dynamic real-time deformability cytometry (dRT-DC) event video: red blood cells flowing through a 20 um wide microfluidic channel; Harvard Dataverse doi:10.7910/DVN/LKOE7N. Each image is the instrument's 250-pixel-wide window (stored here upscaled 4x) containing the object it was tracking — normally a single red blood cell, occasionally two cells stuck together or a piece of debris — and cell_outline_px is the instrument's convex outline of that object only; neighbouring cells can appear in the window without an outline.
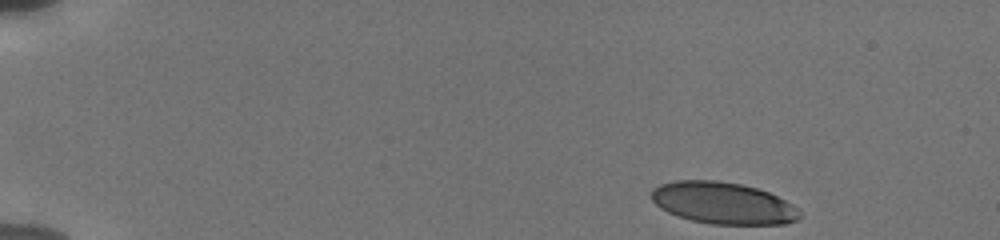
{"species": "human", "species_latin": "Homo sapiens", "temperature_condition": "cold", "stored_images_in_passage": 8, "camera_frame_rate_fps": 3000, "um_per_image_px": 0.085, "donor": {"sex": "male"}, "frame": {"image": 1, "passage_image": 1, "time_ms": 0.0, "image_size_px": [1000, 240], "cell_outline_px": [[800, 216], [796, 220], [784, 224], [712, 224], [692, 220], [676, 216], [660, 208], [652, 200], [652, 188], [660, 184], [676, 180], [716, 180], [740, 184], [756, 188], [768, 192], [792, 204], [800, 212]], "centroid_in_image_um": [61.42, 17.26], "position_along_channel_um": 23.6, "area_um2": 35.95}}